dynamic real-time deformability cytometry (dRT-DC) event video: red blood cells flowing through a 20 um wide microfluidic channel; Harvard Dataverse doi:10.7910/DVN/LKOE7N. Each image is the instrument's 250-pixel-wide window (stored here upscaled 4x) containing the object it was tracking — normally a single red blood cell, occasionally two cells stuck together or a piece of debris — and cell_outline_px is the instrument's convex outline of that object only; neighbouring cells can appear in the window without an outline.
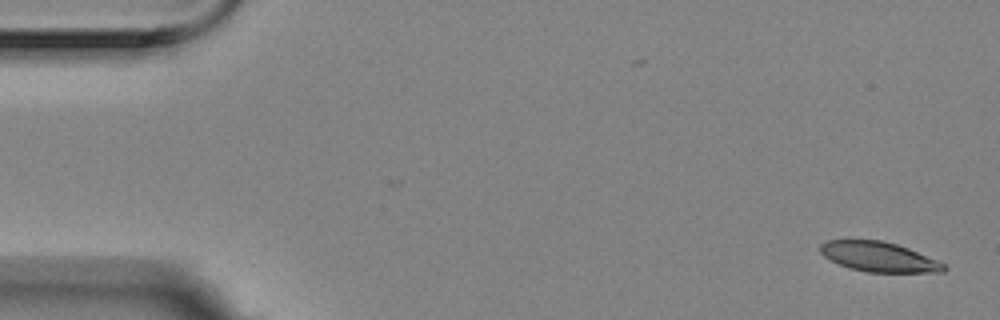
{"species": "Egyptian fruit bat (a non-hibernating species)", "species_latin": "Rousettus aegyptiacus", "temperature_condition": "room temperature", "stored_images_in_passage": 6, "camera_frame_rate_fps": 3000, "um_per_image_px": 0.085, "animal": {"sex": "female"}, "frame": {"image": 1, "passage_image": 1, "time_ms": 0.0, "image_size_px": [1000, 320], "cell_outline_px": [[948, 268], [944, 272], [868, 272], [852, 268], [840, 264], [824, 256], [820, 252], [820, 244], [828, 240], [880, 240], [896, 244], [908, 248], [936, 260], [944, 264]], "centroid_in_image_um": [74.71, 21.83], "position_along_channel_um": 10.3, "area_um2": 21.15}}
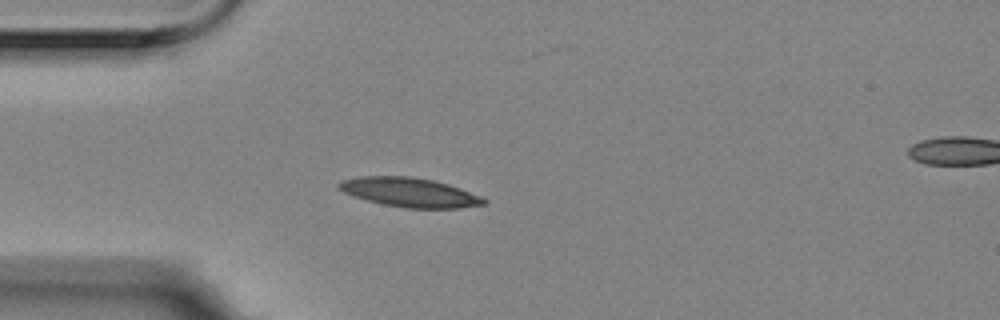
{"frame": {"image": 2, "passage_image": 5, "time_ms": 1.333, "image_size_px": [1000, 320], "cell_outline_px": [[488, 204], [460, 208], [404, 208], [380, 204], [344, 192], [336, 188], [336, 184], [340, 180], [360, 176], [412, 176], [432, 180], [448, 184], [460, 188], [480, 196], [488, 200]], "centroid_in_image_um": [34.81, 16.35], "position_along_channel_um": 50.2, "area_um2": 24.85}}